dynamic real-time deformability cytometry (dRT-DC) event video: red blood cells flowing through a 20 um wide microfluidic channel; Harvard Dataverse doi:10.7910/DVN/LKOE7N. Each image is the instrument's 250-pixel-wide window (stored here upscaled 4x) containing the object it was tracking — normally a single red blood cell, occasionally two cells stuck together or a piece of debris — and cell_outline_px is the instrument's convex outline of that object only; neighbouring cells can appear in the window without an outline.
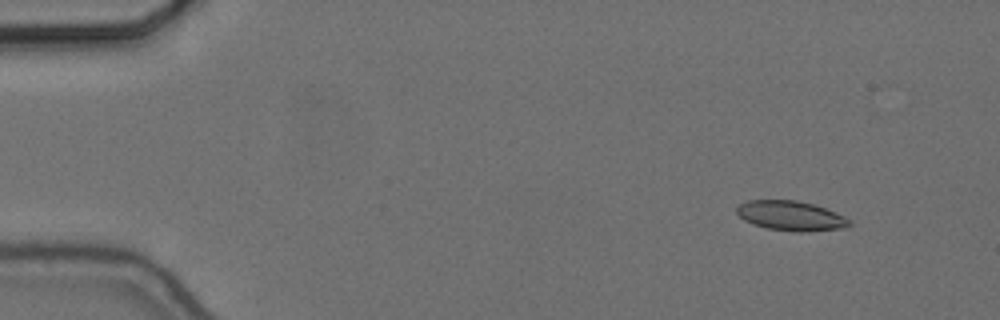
{"species": "common noctule bat (a hibernating species)", "species_latin": "Nyctalus noctula", "temperature_condition": "cold", "stored_images_in_passage": 55, "camera_frame_rate_fps": 3000, "um_per_image_px": 0.085, "animal": {"sex": "female", "body_mass_g": 24.6, "forearm_length_mm": 56.2}, "frame": {"image": 1, "passage_image": 5, "time_ms": 1.333, "image_size_px": [1000, 320], "cell_outline_px": [[852, 224], [844, 228], [808, 232], [796, 232], [768, 228], [752, 224], [744, 220], [736, 212], [736, 208], [740, 204], [748, 200], [796, 200], [812, 204], [824, 208], [844, 216], [852, 220]], "centroid_in_image_um": [67.24, 18.35], "position_along_channel_um": 17.8, "area_um2": 19.54}}
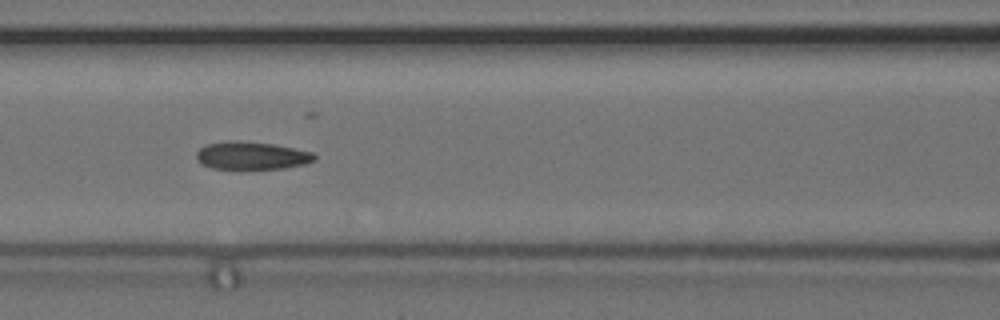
{"frame": {"image": 2, "passage_image": 24, "time_ms": 7.667, "image_size_px": [1000, 320], "cell_outline_px": [[316, 160], [304, 164], [284, 168], [212, 168], [204, 164], [196, 156], [196, 152], [200, 148], [208, 144], [228, 140], [240, 140], [272, 144], [312, 152], [316, 156]], "centroid_in_image_um": [21.41, 13.21], "position_along_channel_um": 145.2, "area_um2": 18.79}}
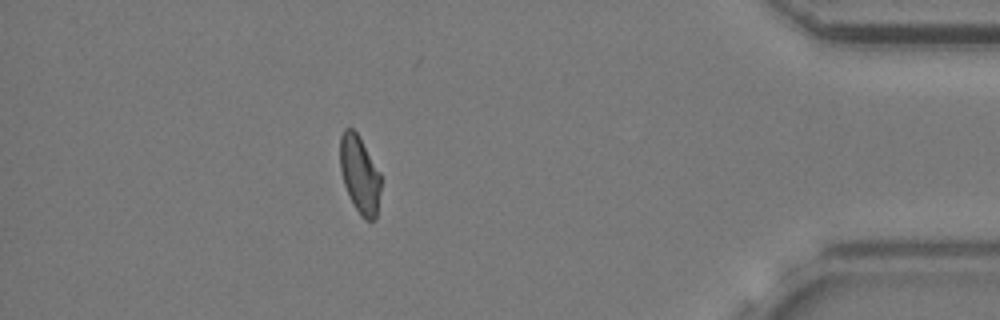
{"frame": {"image": 3, "passage_image": 49, "time_ms": 16.0, "image_size_px": [1000, 320], "cell_outline_px": [[380, 192], [376, 220], [364, 220], [360, 216], [344, 184], [340, 172], [340, 136], [344, 128], [352, 128], [356, 132], [380, 172]], "centroid_in_image_um": [30.57, 14.84], "position_along_channel_um": 404.6, "area_um2": 18.26}, "authors_computed_cell_mechanics": {"area_um2": 19.5942, "velocity_mm_per_s": 3.6637, "shape_relaxation_time_tau1_ms": 4.9779, "shape_relaxation_time_tau2_ms": 1.866, "deformation_change_tau1": 0.1526, "deformation_change_tau2": 0.0814}}